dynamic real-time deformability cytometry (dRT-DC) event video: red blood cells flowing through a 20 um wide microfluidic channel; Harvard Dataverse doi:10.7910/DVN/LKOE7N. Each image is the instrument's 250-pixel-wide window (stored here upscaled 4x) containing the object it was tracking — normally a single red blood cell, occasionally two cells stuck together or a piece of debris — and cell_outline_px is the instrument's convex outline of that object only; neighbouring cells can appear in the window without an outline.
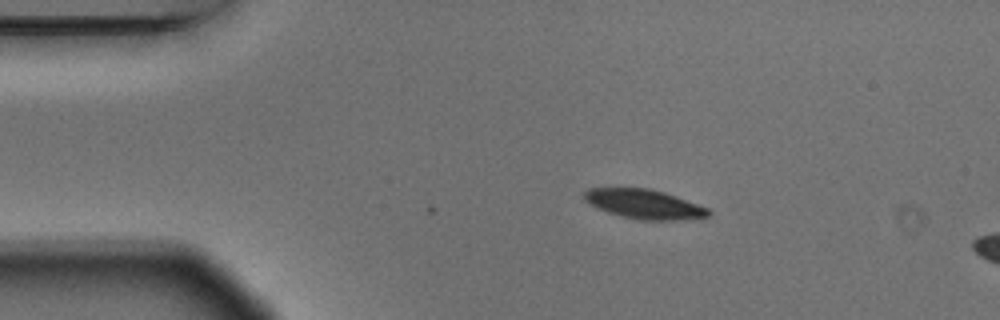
{"species": "Egyptian fruit bat (a non-hibernating species)", "species_latin": "Rousettus aegyptiacus", "temperature_condition": "warm", "stored_images_in_passage": 3, "camera_frame_rate_fps": 3000, "um_per_image_px": 0.085, "animal": {"sex": "male"}, "frame": {"image": 1, "passage_image": 1, "time_ms": 0.0, "image_size_px": [1000, 320], "cell_outline_px": [[712, 212], [708, 216], [672, 220], [640, 220], [620, 216], [596, 208], [584, 200], [584, 192], [588, 188], [652, 188], [676, 196], [708, 208]], "centroid_in_image_um": [54.72, 17.34], "position_along_channel_um": 30.3, "area_um2": 21.21}}